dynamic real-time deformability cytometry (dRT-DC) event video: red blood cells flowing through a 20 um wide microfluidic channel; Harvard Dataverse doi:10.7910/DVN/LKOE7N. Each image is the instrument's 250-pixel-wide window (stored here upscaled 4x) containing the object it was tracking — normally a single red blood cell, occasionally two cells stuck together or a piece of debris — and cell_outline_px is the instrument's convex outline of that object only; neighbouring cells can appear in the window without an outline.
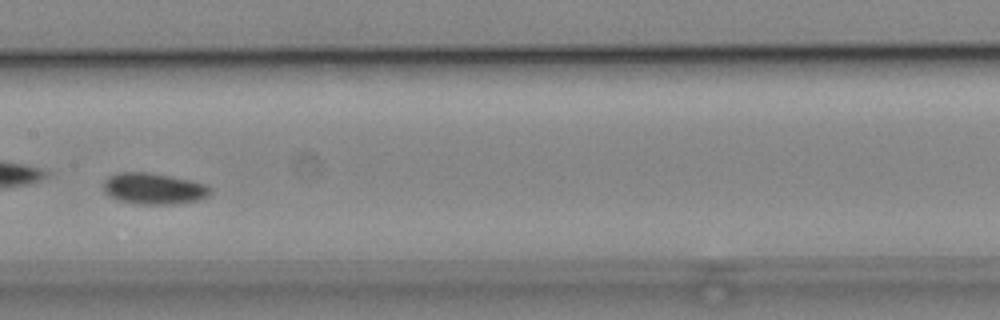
{"species": "common noctule bat (a hibernating species)", "species_latin": "Nyctalus noctula", "temperature_condition": "cold", "stored_images_in_passage": 49, "camera_frame_rate_fps": 3000, "um_per_image_px": 0.085, "animal": {"sex": "male", "body_mass_g": 19.2, "forearm_length_mm": 51.8}, "frame": {"image": 1, "passage_image": 22, "time_ms": 7.0, "image_size_px": [1000, 320], "cell_outline_px": [[212, 192], [208, 196], [200, 200], [172, 204], [136, 204], [116, 200], [104, 192], [104, 180], [108, 176], [116, 172], [148, 172], [188, 180], [204, 184], [212, 188]], "centroid_in_image_um": [13.04, 16.04], "position_along_channel_um": 194.4, "area_um2": 19.54}}
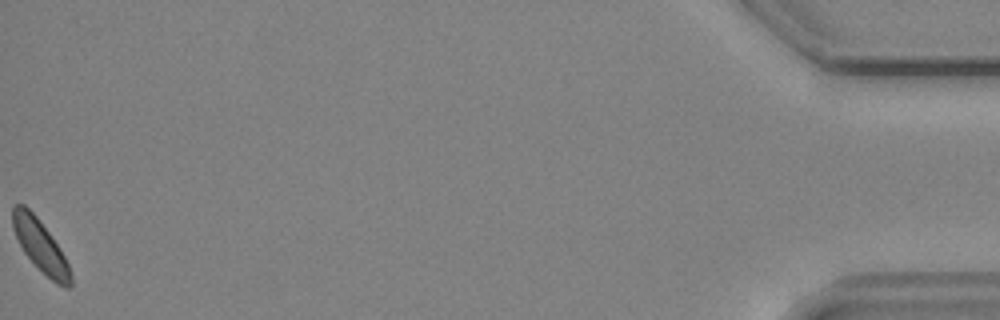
{"frame": {"image": 2, "passage_image": 49, "time_ms": 16.0, "image_size_px": [1000, 320], "cell_outline_px": [[72, 284], [68, 288], [64, 288], [56, 284], [24, 252], [12, 228], [12, 208], [16, 204], [24, 204], [36, 216], [60, 248], [68, 264], [72, 276]], "centroid_in_image_um": [3.44, 20.9], "position_along_channel_um": 431.8, "area_um2": 17.11}, "authors_computed_cell_mechanics": {"area_um2": 18.3226, "velocity_mm_per_s": 3.7651, "shape_relaxation_time_tau1_ms": 2.5102, "shape_relaxation_time_tau2_ms": null, "deformation_change_tau1": 0.0327, "deformation_change_tau2": null}}